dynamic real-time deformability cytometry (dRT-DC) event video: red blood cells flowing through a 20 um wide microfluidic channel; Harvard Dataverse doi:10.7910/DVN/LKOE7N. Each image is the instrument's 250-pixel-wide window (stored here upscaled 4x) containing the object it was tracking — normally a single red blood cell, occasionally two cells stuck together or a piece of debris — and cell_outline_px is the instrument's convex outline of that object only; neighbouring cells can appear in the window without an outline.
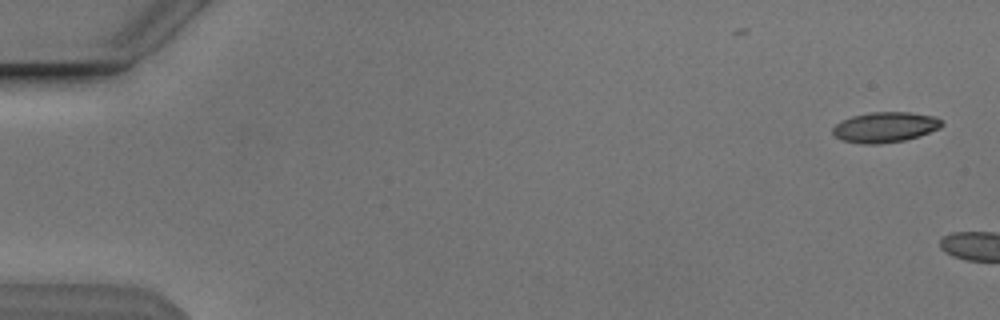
{"species": "Egyptian fruit bat (a non-hibernating species)", "species_latin": "Rousettus aegyptiacus", "temperature_condition": "cold", "stored_images_in_passage": 5, "camera_frame_rate_fps": 3000, "um_per_image_px": 0.085, "animal": {"sex": "male"}, "frame": {"image": 1, "passage_image": 1, "time_ms": 0.0, "image_size_px": [1000, 320], "cell_outline_px": [[944, 124], [940, 128], [920, 136], [904, 140], [880, 144], [860, 144], [844, 140], [836, 136], [832, 132], [832, 128], [836, 124], [852, 116], [872, 112], [908, 112], [936, 116]], "centroid_in_image_um": [75.26, 10.81], "position_along_channel_um": 9.7, "area_um2": 19.25}}